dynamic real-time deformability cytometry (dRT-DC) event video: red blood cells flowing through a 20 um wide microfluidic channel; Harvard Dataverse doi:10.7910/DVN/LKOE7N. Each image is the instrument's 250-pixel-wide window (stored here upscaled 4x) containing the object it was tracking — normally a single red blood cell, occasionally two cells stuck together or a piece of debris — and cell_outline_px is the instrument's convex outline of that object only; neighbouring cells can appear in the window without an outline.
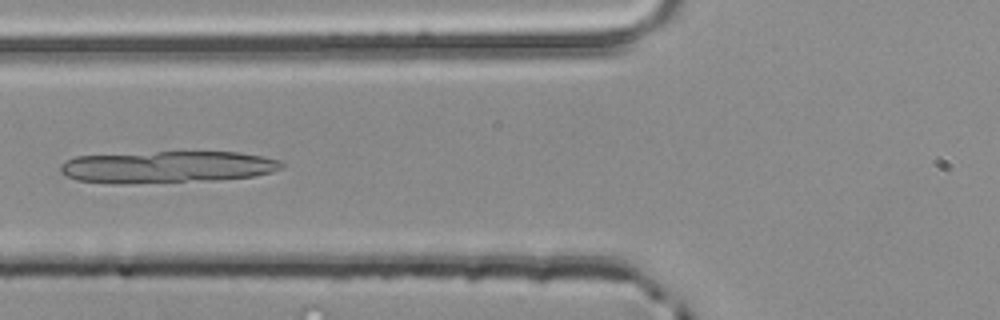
{"species": "common noctule bat (a hibernating species)", "species_latin": "Nyctalus noctula", "temperature_condition": "room temperature", "stored_images_in_passage": 5, "camera_frame_rate_fps": 3000, "um_per_image_px": 0.085, "animal": {"sex": "male", "body_mass_g": 20.4}, "frame": {"image": 1, "passage_image": 5, "time_ms": 1.333, "image_size_px": [1000, 320], "cell_outline_px": [[284, 168], [272, 172], [252, 176], [216, 180], [124, 184], [112, 184], [76, 180], [60, 172], [60, 164], [76, 156], [156, 152], [236, 152], [260, 156], [280, 160], [284, 164]], "centroid_in_image_um": [14.2, 14.2], "position_along_channel_um": 111.6, "area_um2": 41.21}}